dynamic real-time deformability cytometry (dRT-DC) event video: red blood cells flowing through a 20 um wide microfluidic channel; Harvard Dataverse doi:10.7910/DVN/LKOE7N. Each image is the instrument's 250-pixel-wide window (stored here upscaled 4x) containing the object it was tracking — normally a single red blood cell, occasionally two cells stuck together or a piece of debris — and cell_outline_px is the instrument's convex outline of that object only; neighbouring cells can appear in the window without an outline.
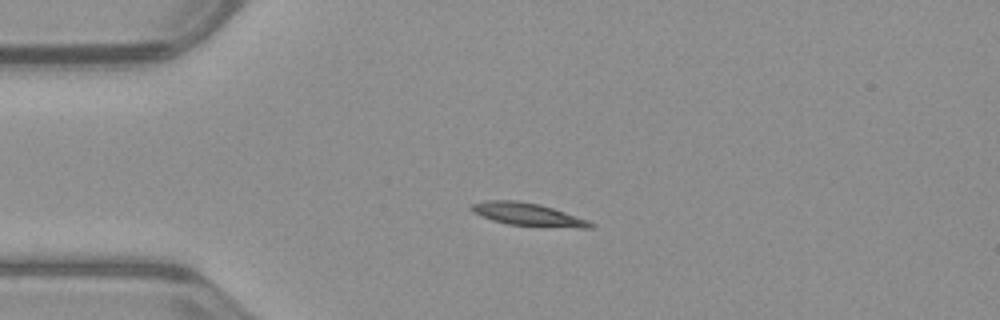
{"species": "common noctule bat (a hibernating species)", "species_latin": "Nyctalus noctula", "temperature_condition": "warm", "stored_images_in_passage": 41, "camera_frame_rate_fps": 3000, "um_per_image_px": 0.085, "animal": {"sex": "male", "body_mass_g": 23.1, "forearm_length_mm": 52.7}, "frame": {"image": 1, "passage_image": 1, "time_ms": 0.0, "image_size_px": [1000, 320], "cell_outline_px": [[596, 228], [576, 228], [508, 224], [492, 220], [472, 212], [468, 208], [472, 204], [488, 200], [516, 200], [540, 204], [588, 220], [596, 224]], "centroid_in_image_um": [44.88, 18.23], "position_along_channel_um": 40.1, "area_um2": 15.78}}
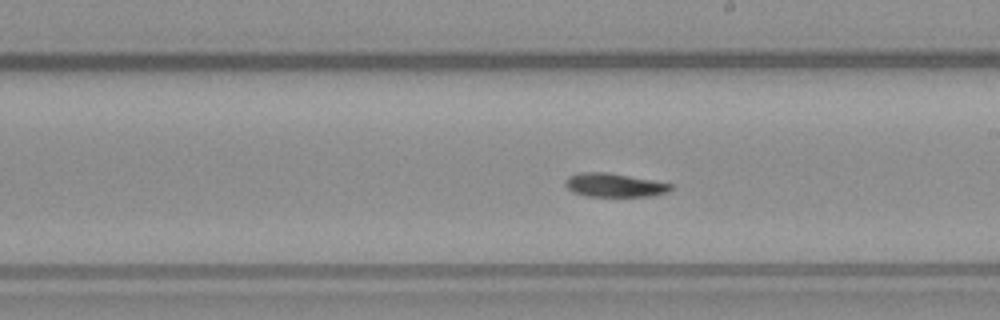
{"frame": {"image": 2, "passage_image": 18, "time_ms": 5.667, "image_size_px": [1000, 320], "cell_outline_px": [[672, 188], [668, 192], [652, 196], [584, 196], [572, 192], [564, 184], [564, 180], [568, 176], [580, 172], [604, 172], [652, 180], [672, 184]], "centroid_in_image_um": [52.17, 15.74], "position_along_channel_um": 236.8, "area_um2": 14.51}}
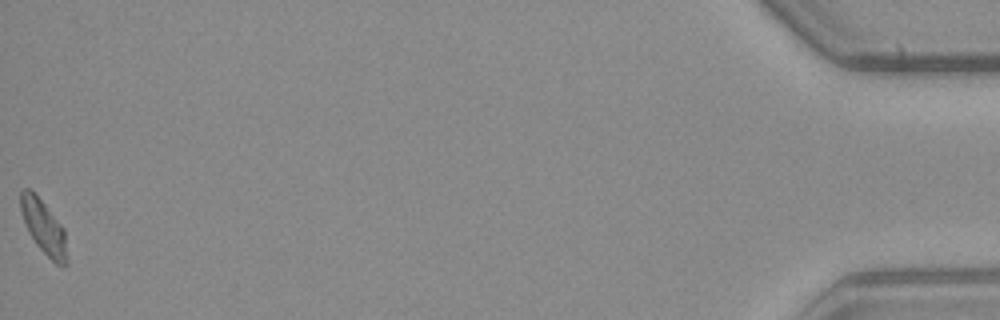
{"frame": {"image": 3, "passage_image": 41, "time_ms": 13.333, "image_size_px": [1000, 320], "cell_outline_px": [[68, 264], [64, 268], [56, 264], [36, 244], [28, 232], [20, 208], [20, 192], [24, 188], [28, 188], [44, 204], [64, 228], [68, 260]], "centroid_in_image_um": [3.74, 19.36], "position_along_channel_um": 431.5, "area_um2": 14.39}}